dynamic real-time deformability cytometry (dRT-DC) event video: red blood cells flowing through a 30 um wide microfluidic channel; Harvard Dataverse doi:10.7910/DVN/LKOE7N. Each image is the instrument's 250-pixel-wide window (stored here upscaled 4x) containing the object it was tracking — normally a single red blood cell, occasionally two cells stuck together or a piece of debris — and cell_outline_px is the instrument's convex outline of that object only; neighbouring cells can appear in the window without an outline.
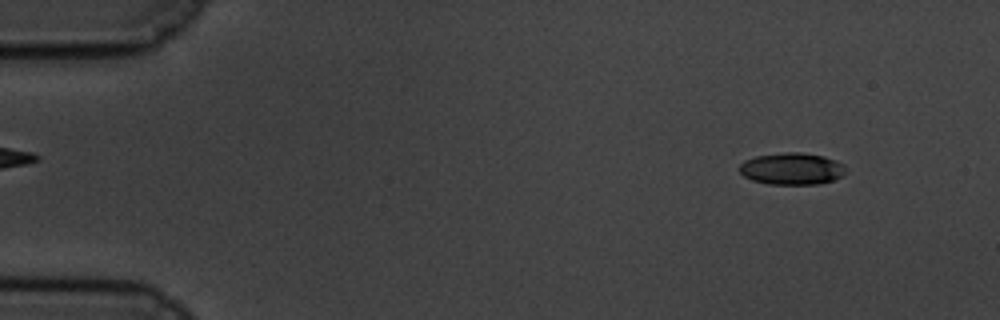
{"species": "common noctule bat (a hibernating species)", "species_latin": "Nyctalus noctula", "temperature_condition": "cold", "stored_images_in_passage": 59, "camera_frame_rate_fps": 3000, "um_per_image_px": 0.085, "animal": {"sex": "male", "body_mass_g": 19.5, "forearm_length_mm": 54.6}, "frame": {"image": 1, "passage_image": 6, "time_ms": 1.667, "image_size_px": [1000, 320], "cell_outline_px": [[844, 176], [820, 184], [768, 184], [752, 180], [744, 176], [740, 172], [740, 164], [744, 160], [756, 156], [784, 152], [800, 152], [824, 156], [836, 160], [844, 164]], "centroid_in_image_um": [67.31, 14.34], "position_along_channel_um": 17.7, "area_um2": 19.83}}
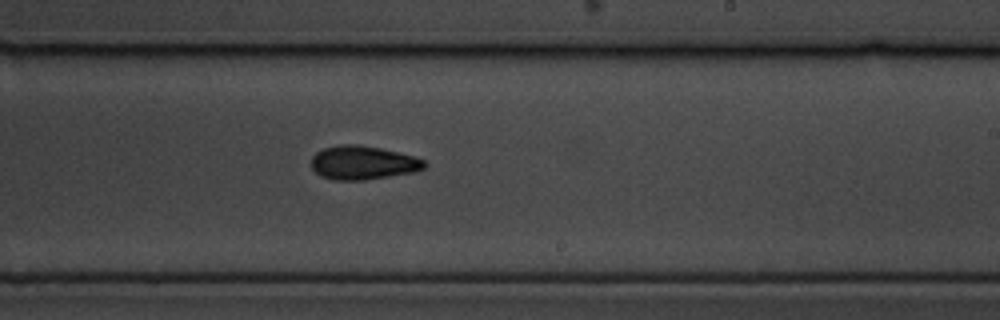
{"frame": {"image": 2, "passage_image": 36, "time_ms": 11.667, "image_size_px": [1000, 320], "cell_outline_px": [[428, 164], [424, 168], [412, 172], [364, 180], [336, 180], [320, 176], [312, 168], [312, 156], [316, 152], [324, 148], [340, 144], [356, 144], [380, 148], [412, 156], [424, 160]], "centroid_in_image_um": [30.82, 13.83], "position_along_channel_um": 258.2, "area_um2": 22.02}}
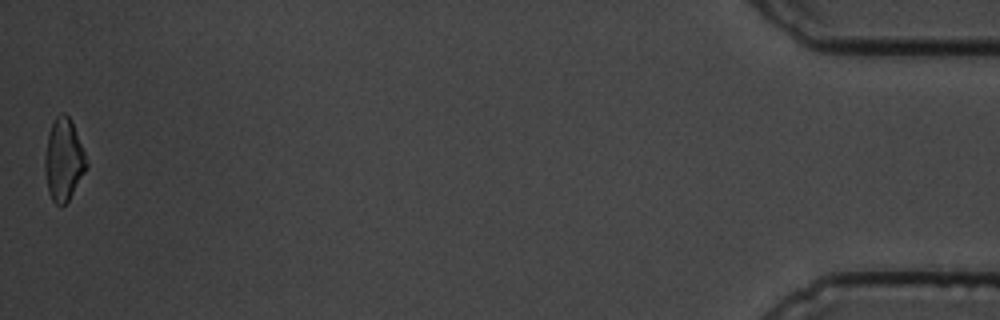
{"frame": {"image": 3, "passage_image": 59, "time_ms": 19.333, "image_size_px": [1000, 320], "cell_outline_px": [[88, 168], [68, 200], [60, 208], [52, 200], [48, 192], [44, 168], [44, 160], [48, 132], [56, 116], [60, 112], [64, 112], [68, 116], [72, 124], [84, 152], [88, 164]], "centroid_in_image_um": [5.39, 13.61], "position_along_channel_um": 429.8, "area_um2": 19.83}, "authors_computed_cell_mechanics": {"area_um2": 20.9814, "velocity_mm_per_s": 3.4143, "shape_relaxation_time_tau1_ms": 4.8862, "shape_relaxation_time_tau2_ms": 9.4748, "deformation_change_tau1": 0.1534, "deformation_change_tau2": 0.1606}}